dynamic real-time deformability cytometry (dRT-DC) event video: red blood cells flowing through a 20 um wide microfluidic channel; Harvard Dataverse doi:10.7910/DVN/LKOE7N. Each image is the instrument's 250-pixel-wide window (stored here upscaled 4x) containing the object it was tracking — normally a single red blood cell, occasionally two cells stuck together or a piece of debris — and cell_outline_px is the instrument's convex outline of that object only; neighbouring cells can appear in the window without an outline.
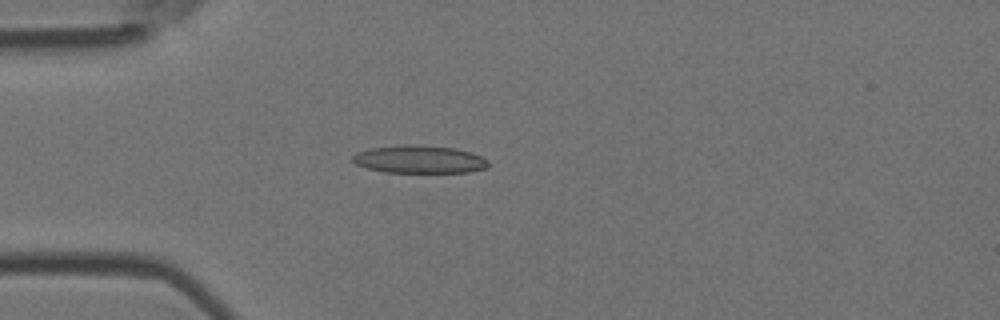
{"species": "Egyptian fruit bat (a non-hibernating species)", "species_latin": "Rousettus aegyptiacus", "temperature_condition": "room temperature", "stored_images_in_passage": 50, "camera_frame_rate_fps": 3000, "um_per_image_px": 0.085, "animal": {"sex": "female"}, "frame": {"image": 1, "passage_image": 14, "time_ms": 4.333, "image_size_px": [1000, 320], "cell_outline_px": [[488, 168], [468, 172], [384, 172], [368, 168], [356, 164], [352, 160], [352, 156], [356, 152], [372, 148], [408, 144], [456, 148], [472, 152], [488, 160]], "centroid_in_image_um": [35.66, 13.54], "position_along_channel_um": 49.3, "area_um2": 21.91}}
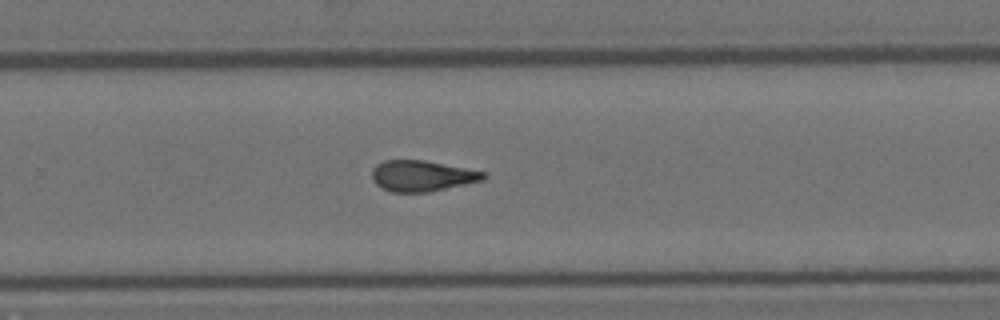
{"frame": {"image": 2, "passage_image": 33, "time_ms": 10.667, "image_size_px": [1000, 320], "cell_outline_px": [[488, 176], [484, 180], [428, 192], [392, 192], [380, 188], [372, 180], [372, 168], [376, 164], [384, 160], [424, 160], [488, 172]], "centroid_in_image_um": [35.87, 14.95], "position_along_channel_um": 293.9, "area_um2": 20.29}}
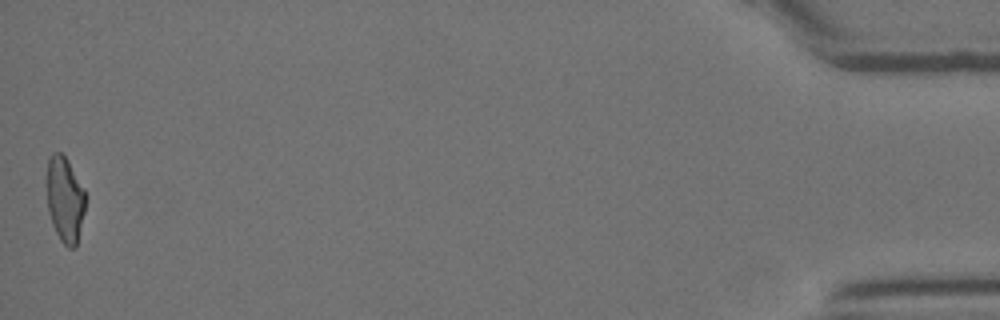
{"frame": {"image": 3, "passage_image": 50, "time_ms": 16.333, "image_size_px": [1000, 320], "cell_outline_px": [[88, 196], [76, 248], [68, 248], [60, 240], [52, 224], [48, 212], [44, 184], [48, 156], [52, 152], [60, 152], [64, 156], [84, 188]], "centroid_in_image_um": [5.49, 16.93], "position_along_channel_um": 429.7, "area_um2": 20.11}, "authors_computed_cell_mechanics": {"area_um2": 20.4901, "velocity_mm_per_s": 4.0729, "shape_relaxation_time_tau1_ms": null, "shape_relaxation_time_tau2_ms": 1.7006, "deformation_change_tau1": null, "deformation_change_tau2": 0.1057}}